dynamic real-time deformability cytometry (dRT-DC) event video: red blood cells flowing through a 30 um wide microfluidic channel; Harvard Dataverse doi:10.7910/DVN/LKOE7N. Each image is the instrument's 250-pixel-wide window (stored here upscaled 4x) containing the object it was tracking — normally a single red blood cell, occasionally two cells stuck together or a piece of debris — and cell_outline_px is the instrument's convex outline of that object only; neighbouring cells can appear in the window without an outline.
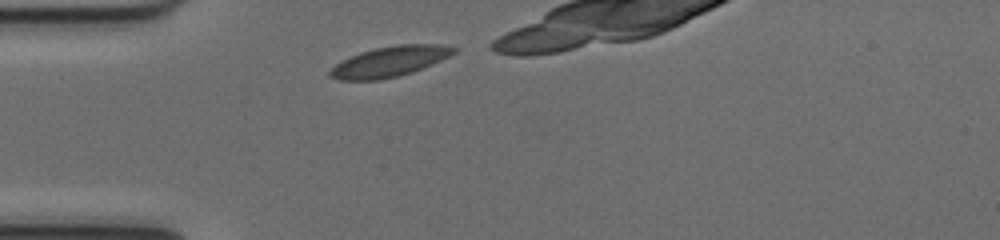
{"species": "common noctule bat (a hibernating species)", "species_latin": "Nyctalus noctula", "temperature_condition": "cold", "stored_images_in_passage": 8, "camera_frame_rate_fps": 3000, "um_per_image_px": 0.085, "animal": {"sex": "female", "body_mass_g": 17.0, "forearm_length_mm": 48.0}, "frame": {"image": 1, "passage_image": 1, "time_ms": 0.0, "image_size_px": [1000, 240], "cell_outline_px": [[460, 48], [456, 52], [432, 64], [412, 72], [380, 80], [340, 80], [328, 76], [328, 72], [336, 64], [360, 52], [376, 48], [396, 44], [440, 44]], "centroid_in_image_um": [33.14, 5.22], "position_along_channel_um": 51.9, "area_um2": 21.73}}
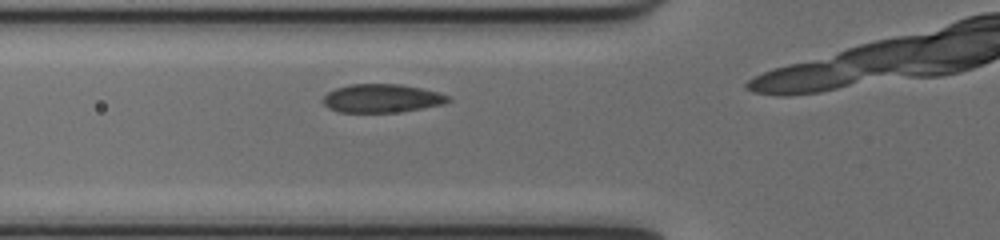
{"frame": {"image": 2, "passage_image": 5, "time_ms": 1.333, "image_size_px": [1000, 240], "cell_outline_px": [[452, 100], [444, 104], [396, 112], [340, 112], [328, 108], [320, 100], [328, 92], [336, 88], [352, 84], [400, 84], [420, 88], [452, 96]], "centroid_in_image_um": [32.45, 8.36], "position_along_channel_um": 93.4, "area_um2": 20.69}}